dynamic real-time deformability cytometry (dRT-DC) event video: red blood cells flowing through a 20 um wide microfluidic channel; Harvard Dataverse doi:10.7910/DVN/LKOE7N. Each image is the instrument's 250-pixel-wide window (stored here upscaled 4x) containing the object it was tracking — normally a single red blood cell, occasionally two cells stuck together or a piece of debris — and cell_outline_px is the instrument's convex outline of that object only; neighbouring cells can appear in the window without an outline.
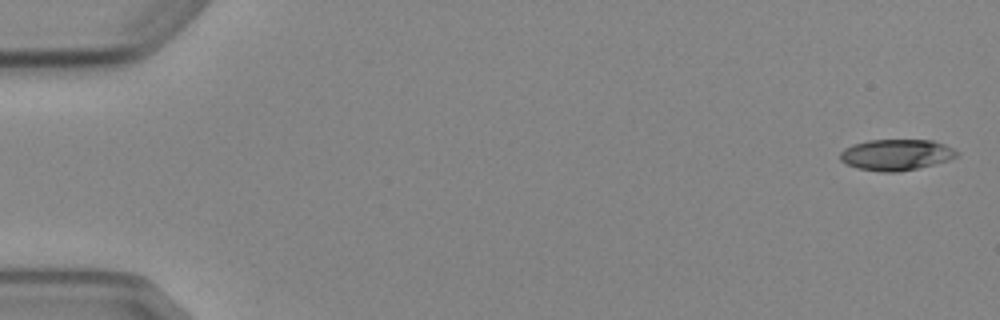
{"species": "Egyptian fruit bat (a non-hibernating species)", "species_latin": "Rousettus aegyptiacus", "temperature_condition": "cold", "stored_images_in_passage": 5, "camera_frame_rate_fps": 3000, "um_per_image_px": 0.085, "animal": {"sex": "female"}, "frame": {"image": 1, "passage_image": 1, "time_ms": 0.0, "image_size_px": [1000, 320], "cell_outline_px": [[960, 152], [956, 156], [948, 160], [916, 168], [896, 172], [880, 172], [856, 168], [840, 160], [840, 152], [844, 148], [852, 144], [868, 140], [932, 140], [944, 144]], "centroid_in_image_um": [76.14, 13.15], "position_along_channel_um": 8.9, "area_um2": 21.04}}
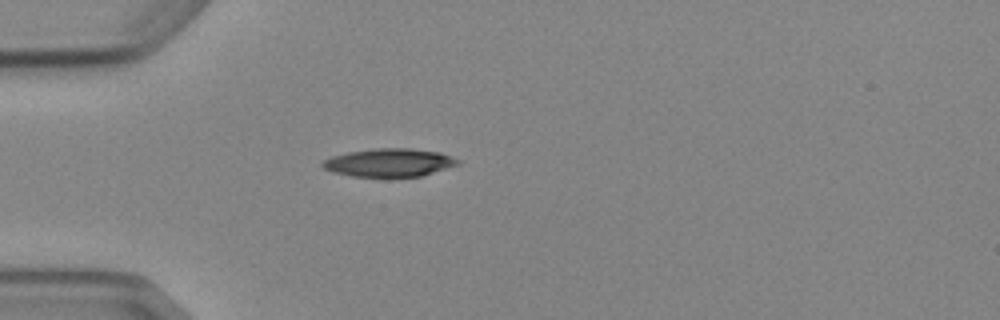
{"frame": {"image": 2, "passage_image": 5, "time_ms": 4.667, "image_size_px": [1000, 320], "cell_outline_px": [[460, 164], [420, 176], [352, 176], [332, 172], [324, 168], [320, 164], [324, 160], [332, 156], [348, 152], [376, 148], [412, 148], [440, 152], [460, 160]], "centroid_in_image_um": [33.08, 13.81], "position_along_channel_um": 51.9, "area_um2": 22.02}}